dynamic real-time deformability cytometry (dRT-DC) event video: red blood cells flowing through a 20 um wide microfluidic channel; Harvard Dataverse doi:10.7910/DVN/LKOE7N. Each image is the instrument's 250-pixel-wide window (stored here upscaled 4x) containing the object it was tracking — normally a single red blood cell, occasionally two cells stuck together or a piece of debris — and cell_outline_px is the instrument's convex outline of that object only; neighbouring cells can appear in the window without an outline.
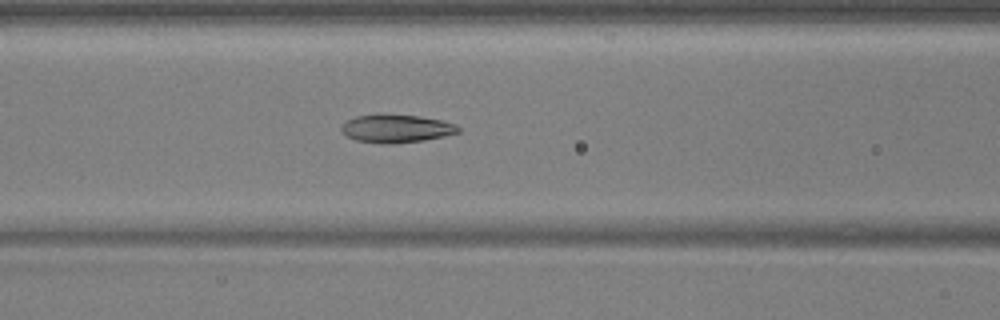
{"species": "common noctule bat (a hibernating species)", "species_latin": "Nyctalus noctula", "temperature_condition": "warm", "stored_images_in_passage": 53, "camera_frame_rate_fps": 3000, "um_per_image_px": 0.085, "animal": {"sex": "male", "body_mass_g": 17.9, "forearm_length_mm": 54.2}, "frame": {"image": 1, "passage_image": 22, "time_ms": 7.0, "image_size_px": [1000, 320], "cell_outline_px": [[460, 132], [444, 136], [424, 140], [388, 144], [384, 144], [356, 140], [348, 136], [340, 128], [348, 120], [356, 116], [420, 116], [440, 120], [456, 124], [460, 128]], "centroid_in_image_um": [33.74, 10.95], "position_along_channel_um": 132.9, "area_um2": 18.44}}
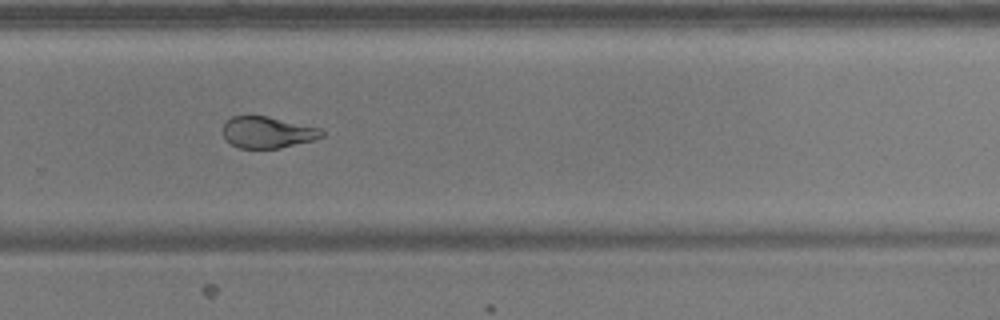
{"frame": {"image": 2, "passage_image": 36, "time_ms": 11.667, "image_size_px": [1000, 320], "cell_outline_px": [[324, 136], [312, 140], [280, 148], [240, 148], [232, 144], [224, 136], [224, 124], [232, 116], [268, 116], [320, 128], [324, 132]], "centroid_in_image_um": [22.76, 11.24], "position_along_channel_um": 307.0, "area_um2": 17.86}}
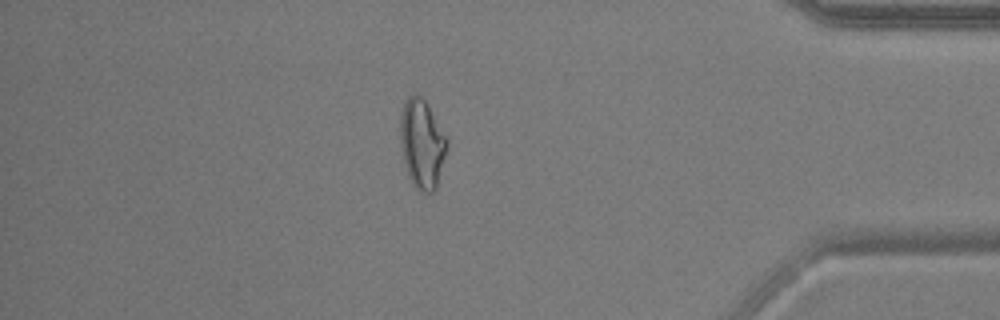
{"frame": {"image": 3, "passage_image": 46, "time_ms": 15.0, "image_size_px": [1000, 320], "cell_outline_px": [[448, 148], [436, 188], [432, 192], [420, 192], [412, 184], [408, 176], [404, 164], [400, 144], [400, 116], [404, 100], [412, 92], [416, 92], [428, 104], [448, 140]], "centroid_in_image_um": [35.86, 12.2], "position_along_channel_um": 399.3, "area_um2": 24.68}, "authors_computed_cell_mechanics": {"area_um2": 19.4786, "velocity_mm_per_s": 3.7414, "shape_relaxation_time_tau1_ms": 5.7644, "shape_relaxation_time_tau2_ms": 1.4384, "deformation_change_tau1": 0.2046, "deformation_change_tau2": 0.0876}}